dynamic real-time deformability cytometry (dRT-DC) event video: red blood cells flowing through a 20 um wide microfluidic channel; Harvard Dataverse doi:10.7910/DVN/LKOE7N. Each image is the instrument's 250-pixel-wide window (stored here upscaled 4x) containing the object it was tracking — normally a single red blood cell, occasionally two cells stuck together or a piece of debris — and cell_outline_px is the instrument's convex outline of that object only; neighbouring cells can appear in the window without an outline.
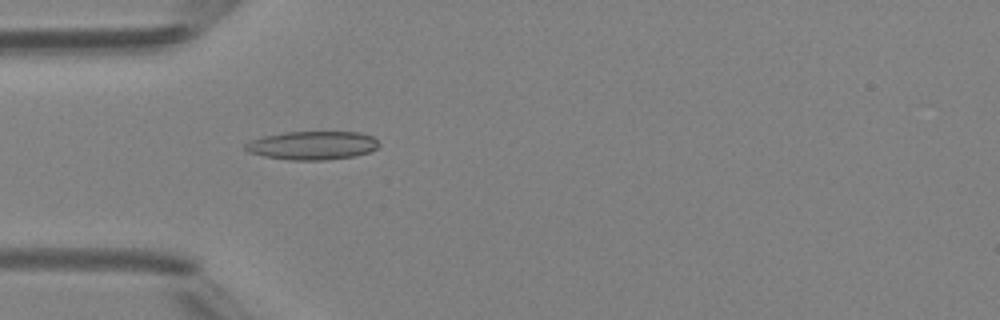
{"species": "Egyptian fruit bat (a non-hibernating species)", "species_latin": "Rousettus aegyptiacus", "temperature_condition": "room temperature", "stored_images_in_passage": 5, "camera_frame_rate_fps": 3000, "um_per_image_px": 0.085, "animal": {"sex": "female"}, "frame": {"image": 1, "passage_image": 5, "time_ms": 4.667, "image_size_px": [1000, 320], "cell_outline_px": [[380, 144], [376, 148], [368, 152], [356, 156], [324, 160], [288, 160], [264, 156], [248, 152], [244, 148], [244, 144], [252, 140], [264, 136], [284, 132], [360, 132], [372, 136]], "centroid_in_image_um": [26.55, 12.36], "position_along_channel_um": 58.5, "area_um2": 22.2}}